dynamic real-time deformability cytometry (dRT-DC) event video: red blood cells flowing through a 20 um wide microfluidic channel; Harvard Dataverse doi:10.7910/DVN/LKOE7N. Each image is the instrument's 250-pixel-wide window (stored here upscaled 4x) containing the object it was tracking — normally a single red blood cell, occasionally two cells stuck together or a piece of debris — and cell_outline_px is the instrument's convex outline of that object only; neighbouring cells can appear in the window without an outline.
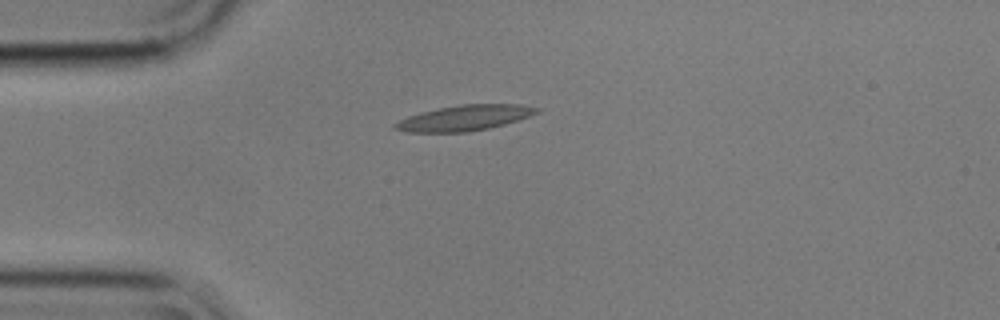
{"species": "common noctule bat (a hibernating species)", "species_latin": "Nyctalus noctula", "temperature_condition": "cold", "stored_images_in_passage": 2, "camera_frame_rate_fps": 3000, "um_per_image_px": 0.085, "animal": {"sex": "male", "body_mass_g": 17.9}, "frame": {"image": 1, "passage_image": 2, "time_ms": 0.333, "image_size_px": [1000, 320], "cell_outline_px": [[540, 112], [504, 124], [488, 128], [468, 132], [408, 132], [392, 128], [392, 124], [408, 116], [420, 112], [460, 104], [520, 104], [540, 108]], "centroid_in_image_um": [39.46, 10.02], "position_along_channel_um": 45.5, "area_um2": 20.92}}